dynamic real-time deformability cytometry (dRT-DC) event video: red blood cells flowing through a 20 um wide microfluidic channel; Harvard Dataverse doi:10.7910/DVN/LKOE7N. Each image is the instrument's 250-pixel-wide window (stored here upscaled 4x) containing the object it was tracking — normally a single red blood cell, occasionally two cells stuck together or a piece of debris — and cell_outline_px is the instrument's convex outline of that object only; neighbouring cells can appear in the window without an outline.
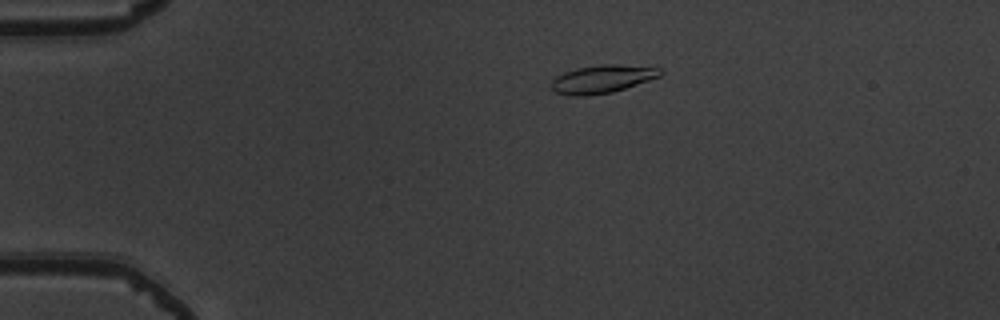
{"species": "common noctule bat (a hibernating species)", "species_latin": "Nyctalus noctula", "temperature_condition": "warm", "stored_images_in_passage": 47, "camera_frame_rate_fps": 3000, "um_per_image_px": 0.085, "animal": {"sex": "male", "body_mass_g": 19.5, "forearm_length_mm": 54.6}, "frame": {"image": 1, "passage_image": 5, "time_ms": 1.333, "image_size_px": [1000, 320], "cell_outline_px": [[664, 72], [660, 76], [612, 92], [588, 96], [572, 96], [552, 92], [548, 84], [556, 76], [564, 72], [576, 68], [600, 64], [620, 64], [660, 68]], "centroid_in_image_um": [51.11, 6.72], "position_along_channel_um": 33.9, "area_um2": 18.03}}
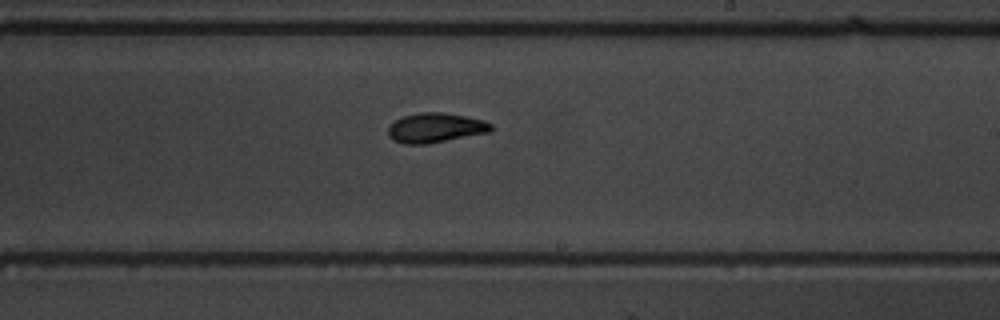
{"frame": {"image": 2, "passage_image": 26, "time_ms": 8.333, "image_size_px": [1000, 320], "cell_outline_px": [[492, 132], [424, 144], [404, 144], [392, 140], [388, 136], [388, 128], [396, 120], [404, 116], [420, 112], [444, 112], [468, 116], [484, 120], [492, 124]], "centroid_in_image_um": [37.04, 10.86], "position_along_channel_um": 252.0, "area_um2": 17.86}}
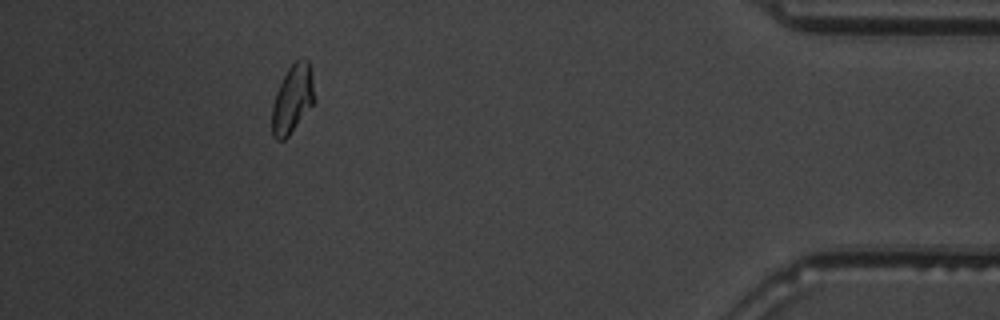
{"frame": {"image": 3, "passage_image": 42, "time_ms": 13.667, "image_size_px": [1000, 320], "cell_outline_px": [[316, 100], [288, 136], [284, 140], [276, 140], [272, 136], [272, 104], [276, 92], [288, 68], [300, 56], [304, 56], [308, 60], [312, 72], [316, 96]], "centroid_in_image_um": [24.89, 8.37], "position_along_channel_um": 410.3, "area_um2": 17.17}, "authors_computed_cell_mechanics": {"area_um2": 17.1088, "velocity_mm_per_s": 3.8951, "shape_relaxation_time_tau1_ms": 2.3839, "shape_relaxation_time_tau2_ms": 2.2731, "deformation_change_tau1": 0.171, "deformation_change_tau2": 0.085}}